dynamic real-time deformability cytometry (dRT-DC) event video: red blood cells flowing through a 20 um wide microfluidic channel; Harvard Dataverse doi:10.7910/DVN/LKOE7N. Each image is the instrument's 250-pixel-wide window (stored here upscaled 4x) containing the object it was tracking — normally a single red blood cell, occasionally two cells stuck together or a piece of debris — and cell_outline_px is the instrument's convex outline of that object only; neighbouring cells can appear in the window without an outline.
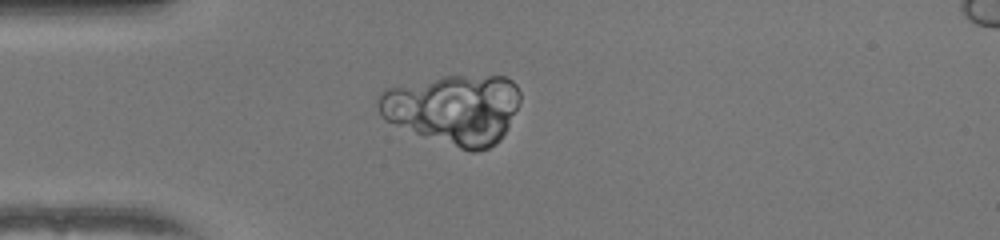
{"species": "human", "species_latin": "Homo sapiens", "temperature_condition": "warm", "stored_images_in_passage": 47, "camera_frame_rate_fps": 3000, "um_per_image_px": 0.085, "donor": {"sex": "female"}, "frame": {"image": 1, "passage_image": 9, "time_ms": 2.667, "image_size_px": [1000, 240], "cell_outline_px": [[520, 104], [500, 140], [496, 144], [488, 148], [476, 152], [472, 152], [460, 148], [416, 132], [388, 120], [380, 112], [376, 104], [380, 92], [384, 88], [444, 76], [504, 76], [512, 80], [516, 84], [520, 92]], "centroid_in_image_um": [38.61, 9.25], "position_along_channel_um": 46.4, "area_um2": 57.05}}
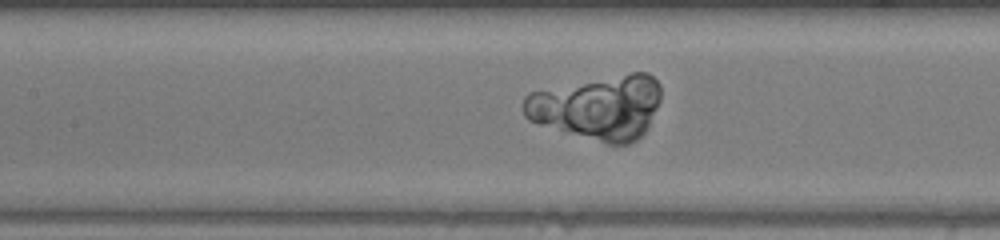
{"frame": {"image": 2, "passage_image": 19, "time_ms": 6.0, "image_size_px": [1000, 240], "cell_outline_px": [[660, 100], [644, 132], [636, 140], [628, 144], [608, 144], [540, 124], [528, 120], [524, 116], [524, 96], [528, 92], [632, 72], [648, 72], [660, 84]], "centroid_in_image_um": [50.84, 9.11], "position_along_channel_um": 156.6, "area_um2": 50.69}}
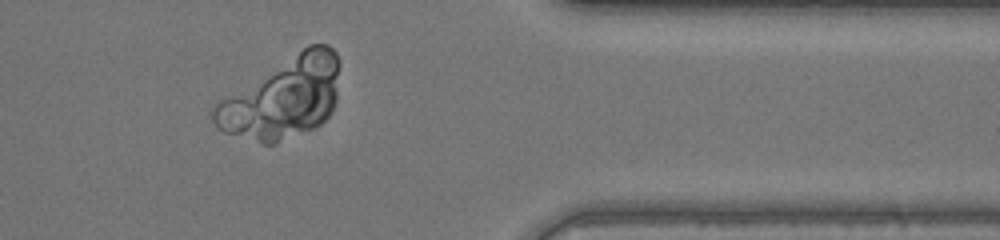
{"frame": {"image": 3, "passage_image": 38, "time_ms": 12.333, "image_size_px": [1000, 240], "cell_outline_px": [[340, 64], [336, 100], [332, 112], [320, 124], [312, 128], [276, 144], [264, 144], [224, 132], [212, 120], [212, 108], [220, 100], [308, 44], [328, 44], [336, 52]], "centroid_in_image_um": [24.07, 8.32], "position_along_channel_um": 387.3, "area_um2": 59.01}}